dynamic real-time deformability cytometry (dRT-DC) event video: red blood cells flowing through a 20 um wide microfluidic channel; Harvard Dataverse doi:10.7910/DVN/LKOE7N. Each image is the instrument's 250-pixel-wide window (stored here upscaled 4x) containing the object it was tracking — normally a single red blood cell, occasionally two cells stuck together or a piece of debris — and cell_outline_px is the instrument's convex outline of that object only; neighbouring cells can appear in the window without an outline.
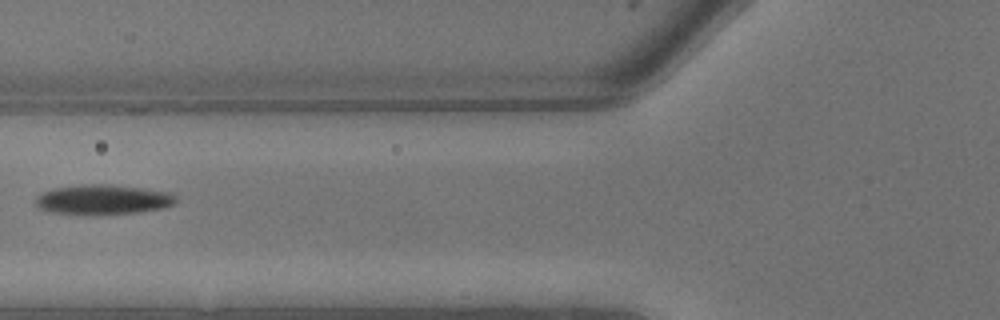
{"species": "common noctule bat (a hibernating species)", "species_latin": "Nyctalus noctula", "temperature_condition": "warm", "stored_images_in_passage": 6, "camera_frame_rate_fps": 3000, "um_per_image_px": 0.085, "animal": {"sex": "male", "body_mass_g": 13.3}, "frame": {"image": 1, "passage_image": 4, "time_ms": 1.0, "image_size_px": [1000, 320], "cell_outline_px": [[180, 200], [176, 204], [160, 208], [140, 212], [100, 216], [96, 216], [52, 212], [40, 208], [36, 204], [36, 196], [52, 188], [92, 184], [108, 184], [140, 188], [168, 192], [176, 196]], "centroid_in_image_um": [8.78, 16.99], "position_along_channel_um": 117.0, "area_um2": 24.68}}
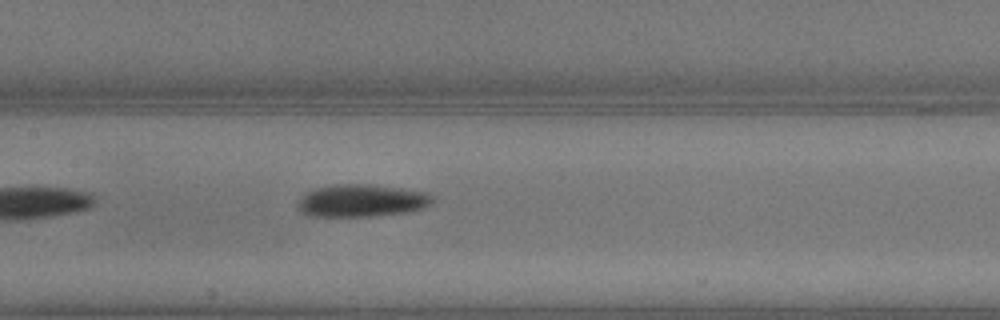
{"frame": {"image": 2, "passage_image": 6, "time_ms": 1.667, "image_size_px": [1000, 320], "cell_outline_px": [[436, 196], [432, 204], [424, 208], [408, 212], [376, 216], [308, 216], [296, 208], [296, 204], [300, 196], [304, 192], [316, 188], [336, 184], [372, 184], [428, 192]], "centroid_in_image_um": [30.75, 17.05], "position_along_channel_um": 176.7, "area_um2": 26.07}}